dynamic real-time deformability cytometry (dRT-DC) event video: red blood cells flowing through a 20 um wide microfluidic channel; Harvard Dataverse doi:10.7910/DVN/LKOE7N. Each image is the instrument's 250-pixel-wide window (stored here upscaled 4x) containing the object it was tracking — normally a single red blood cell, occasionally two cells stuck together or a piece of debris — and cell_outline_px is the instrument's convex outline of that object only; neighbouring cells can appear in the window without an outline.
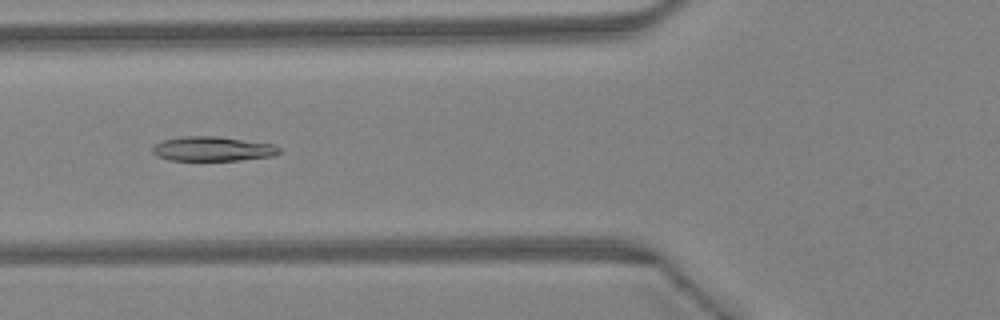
{"species": "Egyptian fruit bat (a non-hibernating species)", "species_latin": "Rousettus aegyptiacus", "temperature_condition": "warm", "stored_images_in_passage": 36, "camera_frame_rate_fps": 3000, "um_per_image_px": 0.085, "animal": {"sex": "female"}, "frame": {"image": 1, "passage_image": 9, "time_ms": 2.667, "image_size_px": [1000, 320], "cell_outline_px": [[280, 152], [272, 156], [240, 160], [168, 160], [156, 156], [152, 152], [152, 148], [156, 144], [164, 140], [180, 136], [216, 136], [276, 144], [280, 148]], "centroid_in_image_um": [18.08, 12.65], "position_along_channel_um": 107.7, "area_um2": 18.15}}
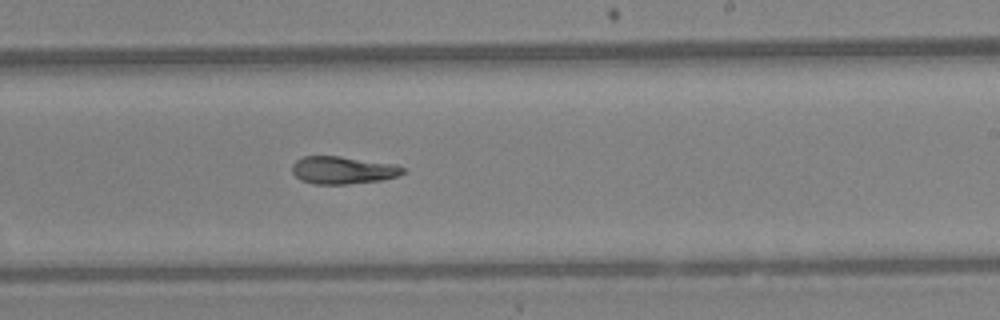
{"frame": {"image": 2, "passage_image": 19, "time_ms": 6.0, "image_size_px": [1000, 320], "cell_outline_px": [[404, 172], [400, 176], [380, 180], [348, 184], [312, 184], [300, 180], [292, 172], [292, 164], [296, 160], [304, 156], [340, 156], [396, 164], [404, 168]], "centroid_in_image_um": [29.14, 14.46], "position_along_channel_um": 259.9, "area_um2": 17.92}}
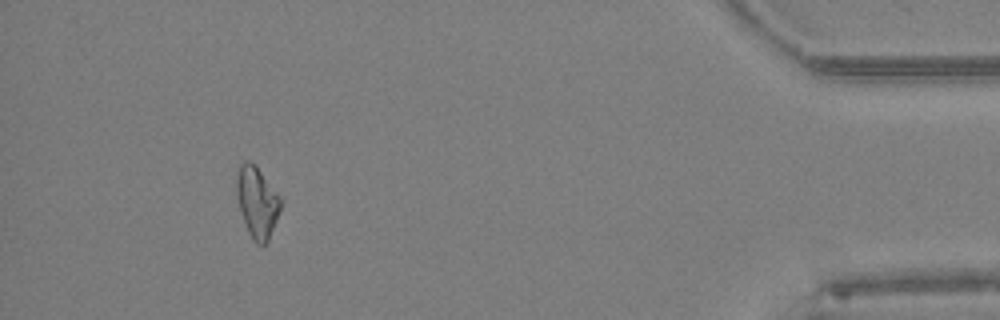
{"frame": {"image": 3, "passage_image": 33, "time_ms": 10.667, "image_size_px": [1000, 320], "cell_outline_px": [[284, 200], [268, 240], [264, 244], [256, 244], [252, 240], [248, 232], [236, 196], [236, 180], [240, 164], [244, 160], [248, 160], [260, 172]], "centroid_in_image_um": [21.86, 17.19], "position_along_channel_um": 413.3, "area_um2": 17.98}}